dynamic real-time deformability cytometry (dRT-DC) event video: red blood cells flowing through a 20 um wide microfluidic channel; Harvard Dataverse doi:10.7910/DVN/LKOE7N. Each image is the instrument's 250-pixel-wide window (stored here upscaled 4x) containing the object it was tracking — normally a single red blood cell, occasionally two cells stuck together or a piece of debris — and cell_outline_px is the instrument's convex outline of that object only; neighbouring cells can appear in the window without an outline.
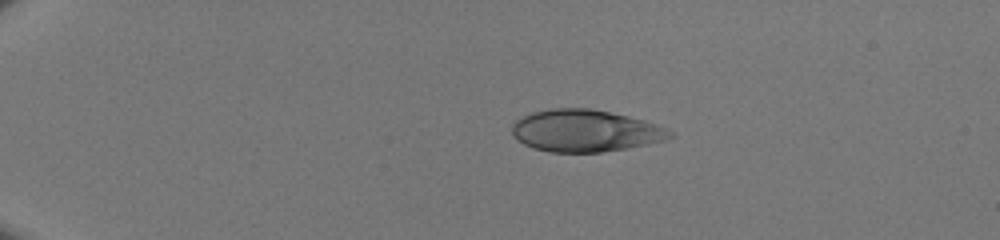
{"species": "human", "species_latin": "Homo sapiens", "temperature_condition": "room temperature", "stored_images_in_passage": 39, "camera_frame_rate_fps": 3000, "um_per_image_px": 0.085, "donor": {"sex": "male"}, "frame": {"image": 1, "passage_image": 1, "time_ms": 0.0, "image_size_px": [1000, 240], "cell_outline_px": [[676, 136], [668, 140], [628, 148], [600, 152], [552, 152], [532, 148], [516, 140], [512, 136], [512, 124], [516, 120], [532, 112], [552, 108], [592, 108], [628, 116], [644, 120], [668, 128], [676, 132]], "centroid_in_image_um": [49.79, 11.12], "position_along_channel_um": 35.2, "area_um2": 39.13}}
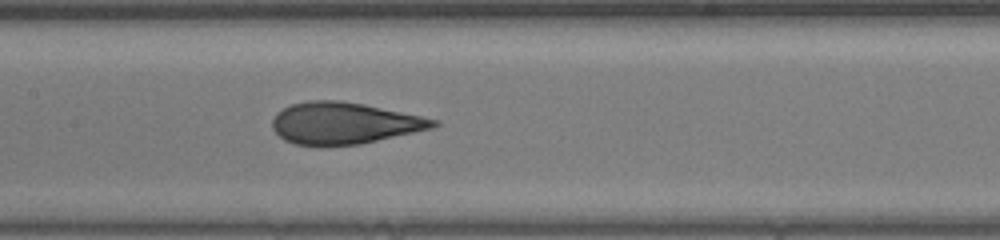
{"frame": {"image": 2, "passage_image": 17, "time_ms": 5.333, "image_size_px": [1000, 240], "cell_outline_px": [[440, 124], [432, 128], [360, 144], [320, 148], [296, 144], [284, 140], [272, 128], [272, 120], [276, 112], [292, 104], [308, 100], [340, 100], [364, 104], [440, 120]], "centroid_in_image_um": [29.21, 10.49], "position_along_channel_um": 178.2, "area_um2": 39.54}}
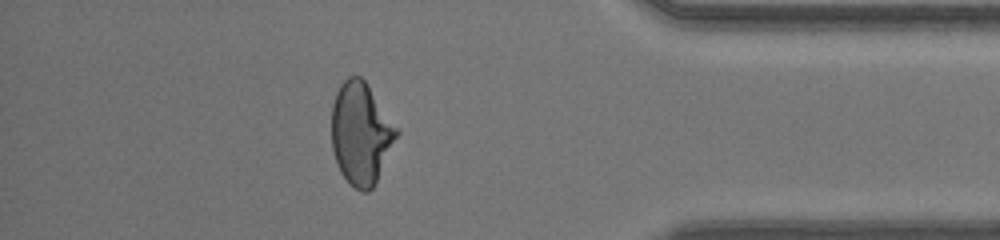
{"frame": {"image": 3, "passage_image": 34, "time_ms": 11.0, "image_size_px": [1000, 240], "cell_outline_px": [[400, 132], [376, 184], [368, 192], [360, 192], [340, 172], [332, 148], [332, 104], [336, 92], [340, 84], [348, 76], [360, 76], [364, 80]], "centroid_in_image_um": [30.68, 11.36], "position_along_channel_um": 404.5, "area_um2": 38.49}}